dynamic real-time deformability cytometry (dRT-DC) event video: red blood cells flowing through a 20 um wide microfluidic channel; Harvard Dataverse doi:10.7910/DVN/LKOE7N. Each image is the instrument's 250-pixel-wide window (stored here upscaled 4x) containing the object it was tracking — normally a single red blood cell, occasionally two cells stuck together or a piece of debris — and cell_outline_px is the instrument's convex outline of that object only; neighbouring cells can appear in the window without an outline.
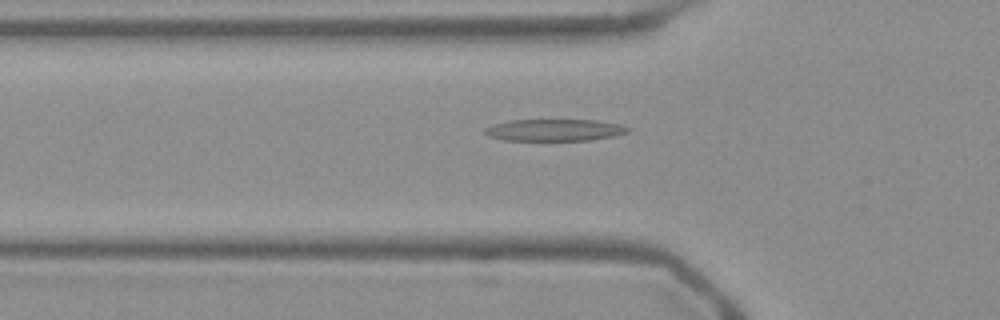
{"species": "Egyptian fruit bat (a non-hibernating species)", "species_latin": "Rousettus aegyptiacus", "temperature_condition": "warm", "stored_images_in_passage": 54, "camera_frame_rate_fps": 3000, "um_per_image_px": 0.085, "frame": {"image": 1, "passage_image": 18, "time_ms": 5.667, "image_size_px": [1000, 320], "cell_outline_px": [[632, 128], [628, 132], [612, 136], [592, 140], [504, 140], [488, 136], [484, 132], [484, 128], [492, 124], [508, 120], [596, 120], [620, 124]], "centroid_in_image_um": [47.12, 11.05], "position_along_channel_um": 78.7, "area_um2": 18.26}}
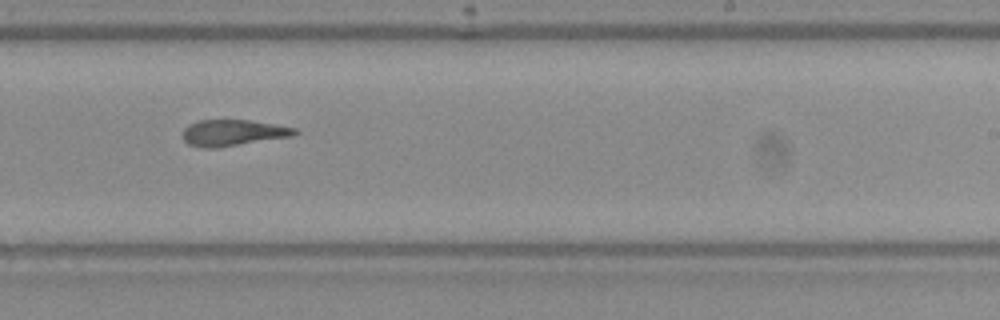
{"frame": {"image": 2, "passage_image": 33, "time_ms": 10.667, "image_size_px": [1000, 320], "cell_outline_px": [[300, 132], [296, 136], [216, 148], [204, 148], [188, 144], [184, 140], [184, 128], [188, 124], [200, 120], [248, 120], [296, 128]], "centroid_in_image_um": [19.84, 11.29], "position_along_channel_um": 269.2, "area_um2": 17.17}}
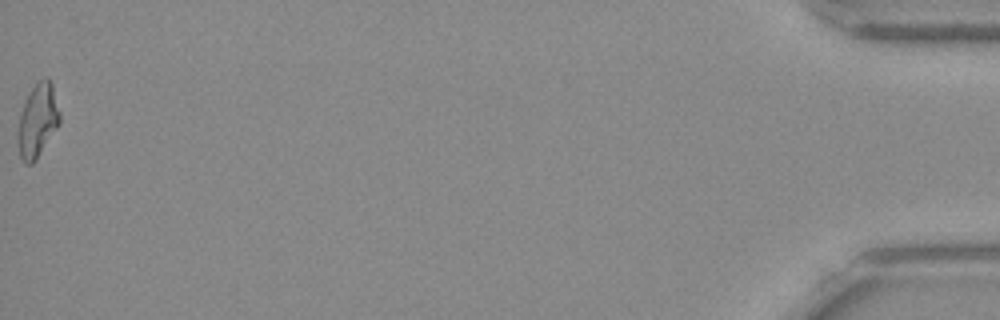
{"frame": {"image": 3, "passage_image": 54, "time_ms": 17.667, "image_size_px": [1000, 320], "cell_outline_px": [[60, 124], [36, 160], [32, 164], [24, 164], [20, 156], [16, 140], [20, 112], [24, 100], [28, 92], [44, 76], [48, 76], [52, 84], [60, 112]], "centroid_in_image_um": [3.18, 10.25], "position_along_channel_um": 432.0, "area_um2": 18.32}, "authors_computed_cell_mechanics": {"area_um2": 18.0336, "velocity_mm_per_s": 3.7856, "shape_relaxation_time_tau1_ms": 11.2987, "shape_relaxation_time_tau2_ms": 5.1682, "deformation_change_tau1": 0.3187, "deformation_change_tau2": 0.1819}}